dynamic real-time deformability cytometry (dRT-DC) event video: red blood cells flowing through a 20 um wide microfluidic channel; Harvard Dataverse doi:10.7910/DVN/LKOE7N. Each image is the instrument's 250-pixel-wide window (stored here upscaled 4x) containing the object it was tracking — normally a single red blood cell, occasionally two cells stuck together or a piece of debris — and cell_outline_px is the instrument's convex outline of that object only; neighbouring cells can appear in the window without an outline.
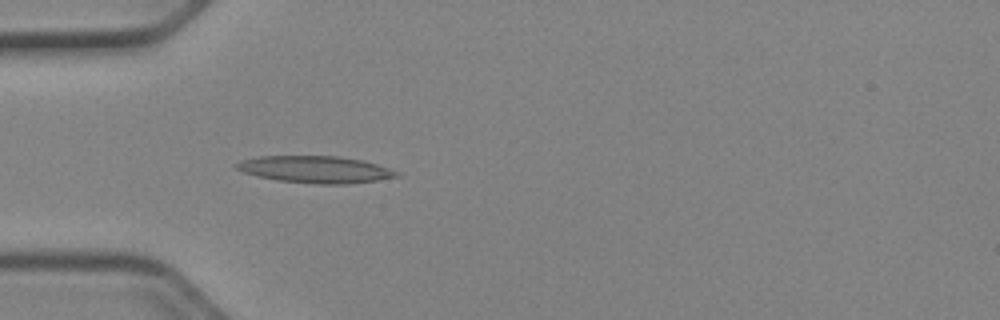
{"species": "Egyptian fruit bat (a non-hibernating species)", "species_latin": "Rousettus aegyptiacus", "temperature_condition": "cold", "stored_images_in_passage": 46, "camera_frame_rate_fps": 3000, "um_per_image_px": 0.085, "animal": {"sex": "female"}, "frame": {"image": 1, "passage_image": 11, "time_ms": 3.333, "image_size_px": [1000, 320], "cell_outline_px": [[400, 176], [376, 180], [344, 184], [320, 184], [276, 180], [256, 176], [244, 172], [236, 168], [236, 164], [240, 160], [256, 156], [340, 156], [364, 160], [400, 172]], "centroid_in_image_um": [26.8, 14.39], "position_along_channel_um": 58.2, "area_um2": 25.14}}
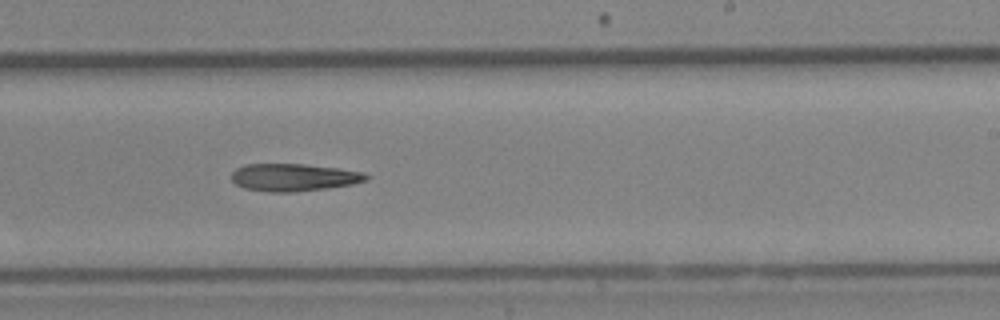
{"frame": {"image": 2, "passage_image": 27, "time_ms": 8.667, "image_size_px": [1000, 320], "cell_outline_px": [[368, 180], [352, 184], [328, 188], [296, 192], [268, 192], [244, 188], [236, 184], [232, 180], [232, 172], [236, 168], [244, 164], [304, 164], [340, 168], [364, 172], [368, 176]], "centroid_in_image_um": [24.97, 15.07], "position_along_channel_um": 264.0, "area_um2": 21.73}}
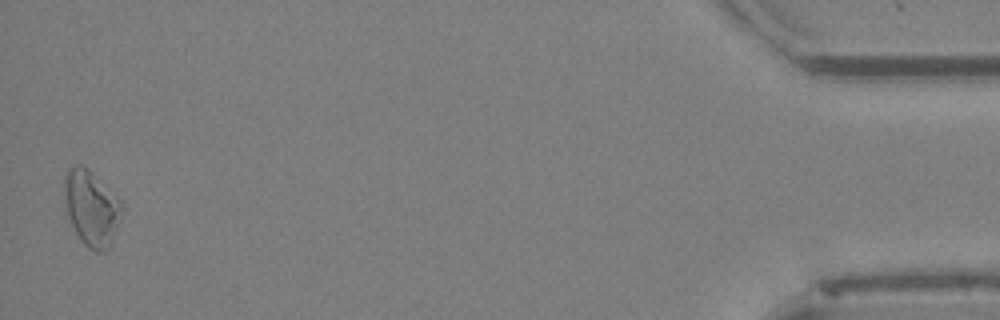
{"frame": {"image": 3, "passage_image": 46, "time_ms": 15.0, "image_size_px": [1000, 320], "cell_outline_px": [[124, 208], [112, 240], [108, 248], [104, 252], [96, 252], [88, 248], [80, 240], [68, 216], [64, 196], [64, 176], [68, 168], [76, 164], [80, 164], [88, 168], [120, 200]], "centroid_in_image_um": [7.76, 17.67], "position_along_channel_um": 427.4, "area_um2": 25.2}}